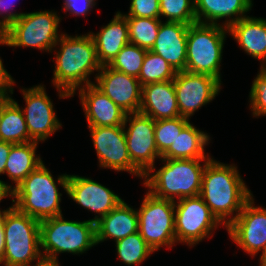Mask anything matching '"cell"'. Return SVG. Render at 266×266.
I'll use <instances>...</instances> for the list:
<instances>
[{
  "label": "cell",
  "instance_id": "obj_1",
  "mask_svg": "<svg viewBox=\"0 0 266 266\" xmlns=\"http://www.w3.org/2000/svg\"><path fill=\"white\" fill-rule=\"evenodd\" d=\"M56 46L59 50L55 49L52 84L59 92V98L65 99L75 95L77 89L94 83L89 77L94 71L99 72L102 65L90 32L73 37L62 33Z\"/></svg>",
  "mask_w": 266,
  "mask_h": 266
},
{
  "label": "cell",
  "instance_id": "obj_2",
  "mask_svg": "<svg viewBox=\"0 0 266 266\" xmlns=\"http://www.w3.org/2000/svg\"><path fill=\"white\" fill-rule=\"evenodd\" d=\"M199 196L221 225L227 228L253 194L245 185L236 165L224 164L212 158L203 171Z\"/></svg>",
  "mask_w": 266,
  "mask_h": 266
},
{
  "label": "cell",
  "instance_id": "obj_3",
  "mask_svg": "<svg viewBox=\"0 0 266 266\" xmlns=\"http://www.w3.org/2000/svg\"><path fill=\"white\" fill-rule=\"evenodd\" d=\"M68 176L66 173L61 174L54 180L49 169L42 163L13 189V205L38 221L62 215V194L58 186L67 192Z\"/></svg>",
  "mask_w": 266,
  "mask_h": 266
},
{
  "label": "cell",
  "instance_id": "obj_4",
  "mask_svg": "<svg viewBox=\"0 0 266 266\" xmlns=\"http://www.w3.org/2000/svg\"><path fill=\"white\" fill-rule=\"evenodd\" d=\"M160 160L164 165L155 173L147 172L143 178L144 186L153 196L175 202L200 194L203 171L211 159Z\"/></svg>",
  "mask_w": 266,
  "mask_h": 266
},
{
  "label": "cell",
  "instance_id": "obj_5",
  "mask_svg": "<svg viewBox=\"0 0 266 266\" xmlns=\"http://www.w3.org/2000/svg\"><path fill=\"white\" fill-rule=\"evenodd\" d=\"M96 244L95 223L69 221L63 214L40 221L42 257L58 259L60 253L83 254Z\"/></svg>",
  "mask_w": 266,
  "mask_h": 266
},
{
  "label": "cell",
  "instance_id": "obj_6",
  "mask_svg": "<svg viewBox=\"0 0 266 266\" xmlns=\"http://www.w3.org/2000/svg\"><path fill=\"white\" fill-rule=\"evenodd\" d=\"M3 266H30L41 257L40 221L15 206L5 211Z\"/></svg>",
  "mask_w": 266,
  "mask_h": 266
},
{
  "label": "cell",
  "instance_id": "obj_7",
  "mask_svg": "<svg viewBox=\"0 0 266 266\" xmlns=\"http://www.w3.org/2000/svg\"><path fill=\"white\" fill-rule=\"evenodd\" d=\"M228 28L194 23L187 32L186 71L207 74L221 81L220 64Z\"/></svg>",
  "mask_w": 266,
  "mask_h": 266
},
{
  "label": "cell",
  "instance_id": "obj_8",
  "mask_svg": "<svg viewBox=\"0 0 266 266\" xmlns=\"http://www.w3.org/2000/svg\"><path fill=\"white\" fill-rule=\"evenodd\" d=\"M60 16L57 11L23 13L3 34L1 45L9 47H31L52 52L56 48Z\"/></svg>",
  "mask_w": 266,
  "mask_h": 266
},
{
  "label": "cell",
  "instance_id": "obj_9",
  "mask_svg": "<svg viewBox=\"0 0 266 266\" xmlns=\"http://www.w3.org/2000/svg\"><path fill=\"white\" fill-rule=\"evenodd\" d=\"M137 213L138 232L154 252L176 244L174 201L157 198L148 191Z\"/></svg>",
  "mask_w": 266,
  "mask_h": 266
},
{
  "label": "cell",
  "instance_id": "obj_10",
  "mask_svg": "<svg viewBox=\"0 0 266 266\" xmlns=\"http://www.w3.org/2000/svg\"><path fill=\"white\" fill-rule=\"evenodd\" d=\"M177 201V202H176ZM174 202L176 243L195 246L213 235L220 222L198 195L185 197Z\"/></svg>",
  "mask_w": 266,
  "mask_h": 266
},
{
  "label": "cell",
  "instance_id": "obj_11",
  "mask_svg": "<svg viewBox=\"0 0 266 266\" xmlns=\"http://www.w3.org/2000/svg\"><path fill=\"white\" fill-rule=\"evenodd\" d=\"M154 129L155 121L148 115L141 112L126 115L124 133L128 154L131 162L144 175L147 172H155V159H161V154L155 144Z\"/></svg>",
  "mask_w": 266,
  "mask_h": 266
},
{
  "label": "cell",
  "instance_id": "obj_12",
  "mask_svg": "<svg viewBox=\"0 0 266 266\" xmlns=\"http://www.w3.org/2000/svg\"><path fill=\"white\" fill-rule=\"evenodd\" d=\"M88 128L100 167L126 171L141 179L144 178V174L131 162L129 157L124 125Z\"/></svg>",
  "mask_w": 266,
  "mask_h": 266
},
{
  "label": "cell",
  "instance_id": "obj_13",
  "mask_svg": "<svg viewBox=\"0 0 266 266\" xmlns=\"http://www.w3.org/2000/svg\"><path fill=\"white\" fill-rule=\"evenodd\" d=\"M181 117H190L220 93L221 82L207 74L178 71L173 80Z\"/></svg>",
  "mask_w": 266,
  "mask_h": 266
},
{
  "label": "cell",
  "instance_id": "obj_14",
  "mask_svg": "<svg viewBox=\"0 0 266 266\" xmlns=\"http://www.w3.org/2000/svg\"><path fill=\"white\" fill-rule=\"evenodd\" d=\"M254 205L252 196L226 228L231 240L252 257L266 253V208Z\"/></svg>",
  "mask_w": 266,
  "mask_h": 266
},
{
  "label": "cell",
  "instance_id": "obj_15",
  "mask_svg": "<svg viewBox=\"0 0 266 266\" xmlns=\"http://www.w3.org/2000/svg\"><path fill=\"white\" fill-rule=\"evenodd\" d=\"M26 107L21 108L26 121L30 142L45 141L55 131L61 129L62 124L57 118L54 106L44 85L22 89Z\"/></svg>",
  "mask_w": 266,
  "mask_h": 266
},
{
  "label": "cell",
  "instance_id": "obj_16",
  "mask_svg": "<svg viewBox=\"0 0 266 266\" xmlns=\"http://www.w3.org/2000/svg\"><path fill=\"white\" fill-rule=\"evenodd\" d=\"M67 195L84 209L94 212V218L89 219L93 223L107 215L119 203L123 201L119 195L104 185L91 178L78 175H69Z\"/></svg>",
  "mask_w": 266,
  "mask_h": 266
},
{
  "label": "cell",
  "instance_id": "obj_17",
  "mask_svg": "<svg viewBox=\"0 0 266 266\" xmlns=\"http://www.w3.org/2000/svg\"><path fill=\"white\" fill-rule=\"evenodd\" d=\"M95 80V85L127 114L139 112L142 85L137 77L104 65L95 75Z\"/></svg>",
  "mask_w": 266,
  "mask_h": 266
},
{
  "label": "cell",
  "instance_id": "obj_18",
  "mask_svg": "<svg viewBox=\"0 0 266 266\" xmlns=\"http://www.w3.org/2000/svg\"><path fill=\"white\" fill-rule=\"evenodd\" d=\"M78 90L88 127L124 125L127 113L107 97L95 83Z\"/></svg>",
  "mask_w": 266,
  "mask_h": 266
},
{
  "label": "cell",
  "instance_id": "obj_19",
  "mask_svg": "<svg viewBox=\"0 0 266 266\" xmlns=\"http://www.w3.org/2000/svg\"><path fill=\"white\" fill-rule=\"evenodd\" d=\"M188 28V24L181 22L161 21L157 38L150 49L177 72L186 71Z\"/></svg>",
  "mask_w": 266,
  "mask_h": 266
},
{
  "label": "cell",
  "instance_id": "obj_20",
  "mask_svg": "<svg viewBox=\"0 0 266 266\" xmlns=\"http://www.w3.org/2000/svg\"><path fill=\"white\" fill-rule=\"evenodd\" d=\"M139 112L154 121L180 117L173 80L142 86Z\"/></svg>",
  "mask_w": 266,
  "mask_h": 266
},
{
  "label": "cell",
  "instance_id": "obj_21",
  "mask_svg": "<svg viewBox=\"0 0 266 266\" xmlns=\"http://www.w3.org/2000/svg\"><path fill=\"white\" fill-rule=\"evenodd\" d=\"M196 22L201 24L221 25L229 28L233 23L247 17L253 6L252 0H194Z\"/></svg>",
  "mask_w": 266,
  "mask_h": 266
},
{
  "label": "cell",
  "instance_id": "obj_22",
  "mask_svg": "<svg viewBox=\"0 0 266 266\" xmlns=\"http://www.w3.org/2000/svg\"><path fill=\"white\" fill-rule=\"evenodd\" d=\"M228 31L245 53L261 60V68H266V19L247 16L233 23Z\"/></svg>",
  "mask_w": 266,
  "mask_h": 266
},
{
  "label": "cell",
  "instance_id": "obj_23",
  "mask_svg": "<svg viewBox=\"0 0 266 266\" xmlns=\"http://www.w3.org/2000/svg\"><path fill=\"white\" fill-rule=\"evenodd\" d=\"M96 244L116 241L138 232V213L124 200L95 223Z\"/></svg>",
  "mask_w": 266,
  "mask_h": 266
},
{
  "label": "cell",
  "instance_id": "obj_24",
  "mask_svg": "<svg viewBox=\"0 0 266 266\" xmlns=\"http://www.w3.org/2000/svg\"><path fill=\"white\" fill-rule=\"evenodd\" d=\"M90 34L95 43L98 61L102 66L109 65L121 49L130 43L127 19L119 11L100 32L97 34L90 32Z\"/></svg>",
  "mask_w": 266,
  "mask_h": 266
},
{
  "label": "cell",
  "instance_id": "obj_25",
  "mask_svg": "<svg viewBox=\"0 0 266 266\" xmlns=\"http://www.w3.org/2000/svg\"><path fill=\"white\" fill-rule=\"evenodd\" d=\"M210 136L190 122L182 129L175 142L161 155L166 159H212L205 154Z\"/></svg>",
  "mask_w": 266,
  "mask_h": 266
},
{
  "label": "cell",
  "instance_id": "obj_26",
  "mask_svg": "<svg viewBox=\"0 0 266 266\" xmlns=\"http://www.w3.org/2000/svg\"><path fill=\"white\" fill-rule=\"evenodd\" d=\"M10 96L1 97L0 140L13 144L28 143L30 136L23 111Z\"/></svg>",
  "mask_w": 266,
  "mask_h": 266
},
{
  "label": "cell",
  "instance_id": "obj_27",
  "mask_svg": "<svg viewBox=\"0 0 266 266\" xmlns=\"http://www.w3.org/2000/svg\"><path fill=\"white\" fill-rule=\"evenodd\" d=\"M38 142H28L13 144L7 162L5 173L15 183L16 188L32 171L43 163L41 158L36 155Z\"/></svg>",
  "mask_w": 266,
  "mask_h": 266
},
{
  "label": "cell",
  "instance_id": "obj_28",
  "mask_svg": "<svg viewBox=\"0 0 266 266\" xmlns=\"http://www.w3.org/2000/svg\"><path fill=\"white\" fill-rule=\"evenodd\" d=\"M115 243L119 261L128 266L140 265L154 253L139 232L130 234Z\"/></svg>",
  "mask_w": 266,
  "mask_h": 266
},
{
  "label": "cell",
  "instance_id": "obj_29",
  "mask_svg": "<svg viewBox=\"0 0 266 266\" xmlns=\"http://www.w3.org/2000/svg\"><path fill=\"white\" fill-rule=\"evenodd\" d=\"M131 44L150 50L157 38L161 19L126 17Z\"/></svg>",
  "mask_w": 266,
  "mask_h": 266
},
{
  "label": "cell",
  "instance_id": "obj_30",
  "mask_svg": "<svg viewBox=\"0 0 266 266\" xmlns=\"http://www.w3.org/2000/svg\"><path fill=\"white\" fill-rule=\"evenodd\" d=\"M177 71L161 56L147 50L138 80L142 86L174 80Z\"/></svg>",
  "mask_w": 266,
  "mask_h": 266
},
{
  "label": "cell",
  "instance_id": "obj_31",
  "mask_svg": "<svg viewBox=\"0 0 266 266\" xmlns=\"http://www.w3.org/2000/svg\"><path fill=\"white\" fill-rule=\"evenodd\" d=\"M147 49L128 43L108 65L113 70L139 77Z\"/></svg>",
  "mask_w": 266,
  "mask_h": 266
},
{
  "label": "cell",
  "instance_id": "obj_32",
  "mask_svg": "<svg viewBox=\"0 0 266 266\" xmlns=\"http://www.w3.org/2000/svg\"><path fill=\"white\" fill-rule=\"evenodd\" d=\"M189 122V119L181 116L155 121V144L161 155L175 142L177 136Z\"/></svg>",
  "mask_w": 266,
  "mask_h": 266
},
{
  "label": "cell",
  "instance_id": "obj_33",
  "mask_svg": "<svg viewBox=\"0 0 266 266\" xmlns=\"http://www.w3.org/2000/svg\"><path fill=\"white\" fill-rule=\"evenodd\" d=\"M166 21L194 24L196 22L194 0H160V19Z\"/></svg>",
  "mask_w": 266,
  "mask_h": 266
},
{
  "label": "cell",
  "instance_id": "obj_34",
  "mask_svg": "<svg viewBox=\"0 0 266 266\" xmlns=\"http://www.w3.org/2000/svg\"><path fill=\"white\" fill-rule=\"evenodd\" d=\"M253 117L266 116V68H261L253 80L249 93Z\"/></svg>",
  "mask_w": 266,
  "mask_h": 266
},
{
  "label": "cell",
  "instance_id": "obj_35",
  "mask_svg": "<svg viewBox=\"0 0 266 266\" xmlns=\"http://www.w3.org/2000/svg\"><path fill=\"white\" fill-rule=\"evenodd\" d=\"M129 13L125 17L160 19V0H131Z\"/></svg>",
  "mask_w": 266,
  "mask_h": 266
},
{
  "label": "cell",
  "instance_id": "obj_36",
  "mask_svg": "<svg viewBox=\"0 0 266 266\" xmlns=\"http://www.w3.org/2000/svg\"><path fill=\"white\" fill-rule=\"evenodd\" d=\"M14 1V0H13ZM13 2L10 0H0V35L3 34L23 13L11 12Z\"/></svg>",
  "mask_w": 266,
  "mask_h": 266
},
{
  "label": "cell",
  "instance_id": "obj_37",
  "mask_svg": "<svg viewBox=\"0 0 266 266\" xmlns=\"http://www.w3.org/2000/svg\"><path fill=\"white\" fill-rule=\"evenodd\" d=\"M96 5V0H69L63 4V10L74 16H85Z\"/></svg>",
  "mask_w": 266,
  "mask_h": 266
},
{
  "label": "cell",
  "instance_id": "obj_38",
  "mask_svg": "<svg viewBox=\"0 0 266 266\" xmlns=\"http://www.w3.org/2000/svg\"><path fill=\"white\" fill-rule=\"evenodd\" d=\"M0 44H1V41H0ZM14 84H15V80H13L12 76L4 68L2 59L0 57V97L13 94Z\"/></svg>",
  "mask_w": 266,
  "mask_h": 266
},
{
  "label": "cell",
  "instance_id": "obj_39",
  "mask_svg": "<svg viewBox=\"0 0 266 266\" xmlns=\"http://www.w3.org/2000/svg\"><path fill=\"white\" fill-rule=\"evenodd\" d=\"M13 143L0 140V175L5 174V165Z\"/></svg>",
  "mask_w": 266,
  "mask_h": 266
},
{
  "label": "cell",
  "instance_id": "obj_40",
  "mask_svg": "<svg viewBox=\"0 0 266 266\" xmlns=\"http://www.w3.org/2000/svg\"><path fill=\"white\" fill-rule=\"evenodd\" d=\"M13 206L14 205L2 211L0 209V264H2L3 256H4V249H5V240H4V233H3V222H4L5 211L11 209Z\"/></svg>",
  "mask_w": 266,
  "mask_h": 266
},
{
  "label": "cell",
  "instance_id": "obj_41",
  "mask_svg": "<svg viewBox=\"0 0 266 266\" xmlns=\"http://www.w3.org/2000/svg\"><path fill=\"white\" fill-rule=\"evenodd\" d=\"M7 196L9 197L11 196V198H13L14 196L13 186L0 180V202Z\"/></svg>",
  "mask_w": 266,
  "mask_h": 266
},
{
  "label": "cell",
  "instance_id": "obj_42",
  "mask_svg": "<svg viewBox=\"0 0 266 266\" xmlns=\"http://www.w3.org/2000/svg\"><path fill=\"white\" fill-rule=\"evenodd\" d=\"M59 264L58 259L41 257L33 266H60Z\"/></svg>",
  "mask_w": 266,
  "mask_h": 266
},
{
  "label": "cell",
  "instance_id": "obj_43",
  "mask_svg": "<svg viewBox=\"0 0 266 266\" xmlns=\"http://www.w3.org/2000/svg\"><path fill=\"white\" fill-rule=\"evenodd\" d=\"M260 266H266V253H264L263 255H260Z\"/></svg>",
  "mask_w": 266,
  "mask_h": 266
},
{
  "label": "cell",
  "instance_id": "obj_44",
  "mask_svg": "<svg viewBox=\"0 0 266 266\" xmlns=\"http://www.w3.org/2000/svg\"><path fill=\"white\" fill-rule=\"evenodd\" d=\"M0 116H1V97H0Z\"/></svg>",
  "mask_w": 266,
  "mask_h": 266
}]
</instances>
